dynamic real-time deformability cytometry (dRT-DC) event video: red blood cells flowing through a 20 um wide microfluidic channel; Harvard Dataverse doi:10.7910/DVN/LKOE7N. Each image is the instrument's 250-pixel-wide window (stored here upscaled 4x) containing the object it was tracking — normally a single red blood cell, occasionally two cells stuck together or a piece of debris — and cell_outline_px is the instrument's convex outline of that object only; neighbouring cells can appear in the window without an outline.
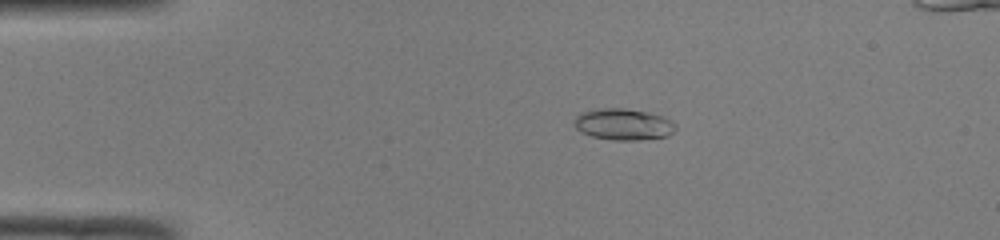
{"species": "common noctule bat (a hibernating species)", "species_latin": "Nyctalus noctula", "temperature_condition": "room temperature", "stored_images_in_passage": 45, "camera_frame_rate_fps": 3000, "um_per_image_px": 0.085, "animal": {"sex": "male", "body_mass_g": 19.0, "forearm_length_mm": 50.8}, "frame": {"image": 1, "passage_image": 5, "time_ms": 1.333, "image_size_px": [1000, 240], "cell_outline_px": [[676, 128], [668, 136], [636, 140], [612, 140], [592, 136], [580, 132], [572, 124], [576, 116], [580, 112], [600, 108], [624, 108], [664, 116], [672, 120], [676, 124]], "centroid_in_image_um": [52.96, 10.56], "position_along_channel_um": 32.0, "area_um2": 18.67}}
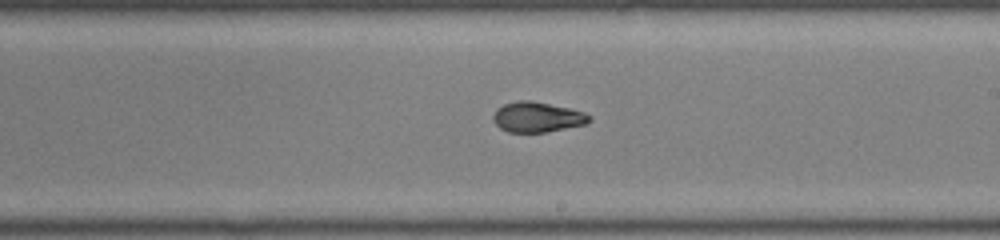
{"frame": {"image": 2, "passage_image": 24, "time_ms": 7.667, "image_size_px": [1000, 240], "cell_outline_px": [[592, 120], [584, 124], [544, 132], [508, 132], [500, 128], [492, 120], [492, 116], [496, 108], [504, 104], [520, 100], [528, 100], [568, 108], [584, 112], [592, 116]], "centroid_in_image_um": [45.63, 9.95], "position_along_channel_um": 243.4, "area_um2": 16.76}}
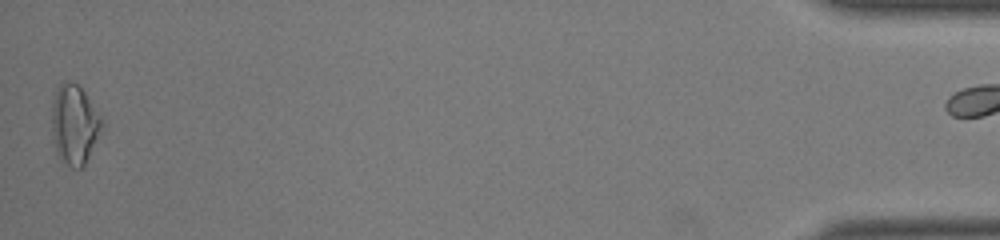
{"frame": {"image": 3, "passage_image": 44, "time_ms": 14.333, "image_size_px": [1000, 240], "cell_outline_px": [[104, 128], [84, 168], [72, 168], [56, 152], [52, 132], [52, 100], [56, 88], [64, 80], [72, 80], [84, 92], [104, 120]], "centroid_in_image_um": [6.36, 10.57], "position_along_channel_um": 428.8, "area_um2": 23.58}}